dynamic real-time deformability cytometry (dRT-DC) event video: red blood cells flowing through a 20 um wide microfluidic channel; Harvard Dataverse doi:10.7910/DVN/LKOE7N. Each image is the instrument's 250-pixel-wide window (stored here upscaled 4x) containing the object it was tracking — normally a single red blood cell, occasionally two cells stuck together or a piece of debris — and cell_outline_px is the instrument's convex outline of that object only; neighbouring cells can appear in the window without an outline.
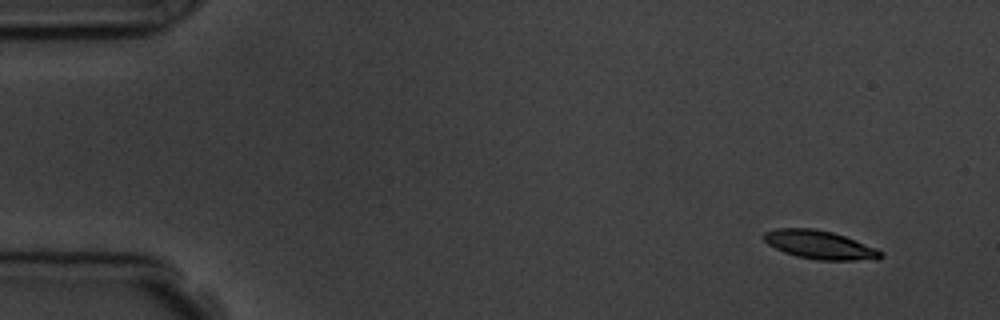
{"species": "common noctule bat (a hibernating species)", "species_latin": "Nyctalus noctula", "temperature_condition": "room temperature", "stored_images_in_passage": 8, "camera_frame_rate_fps": 3000, "um_per_image_px": 0.085, "animal": {"sex": "male", "body_mass_g": 19.5, "forearm_length_mm": 54.6}, "frame": {"image": 1, "passage_image": 1, "time_ms": 0.0, "image_size_px": [1000, 320], "cell_outline_px": [[884, 256], [880, 260], [816, 260], [796, 256], [784, 252], [768, 244], [764, 240], [764, 232], [776, 228], [812, 228], [832, 232], [844, 236], [876, 248], [884, 252]], "centroid_in_image_um": [69.71, 20.82], "position_along_channel_um": 15.3, "area_um2": 19.48}}
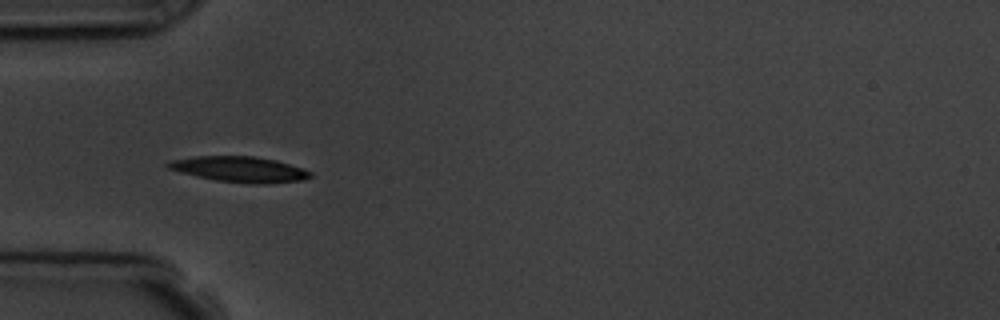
{"frame": {"image": 2, "passage_image": 4, "time_ms": 4.333, "image_size_px": [1000, 320], "cell_outline_px": [[312, 176], [304, 180], [268, 184], [256, 184], [216, 180], [196, 176], [180, 172], [168, 168], [164, 164], [168, 160], [192, 156], [252, 156], [276, 160], [304, 168], [312, 172]], "centroid_in_image_um": [20.36, 14.38], "position_along_channel_um": 64.6, "area_um2": 21.44}}